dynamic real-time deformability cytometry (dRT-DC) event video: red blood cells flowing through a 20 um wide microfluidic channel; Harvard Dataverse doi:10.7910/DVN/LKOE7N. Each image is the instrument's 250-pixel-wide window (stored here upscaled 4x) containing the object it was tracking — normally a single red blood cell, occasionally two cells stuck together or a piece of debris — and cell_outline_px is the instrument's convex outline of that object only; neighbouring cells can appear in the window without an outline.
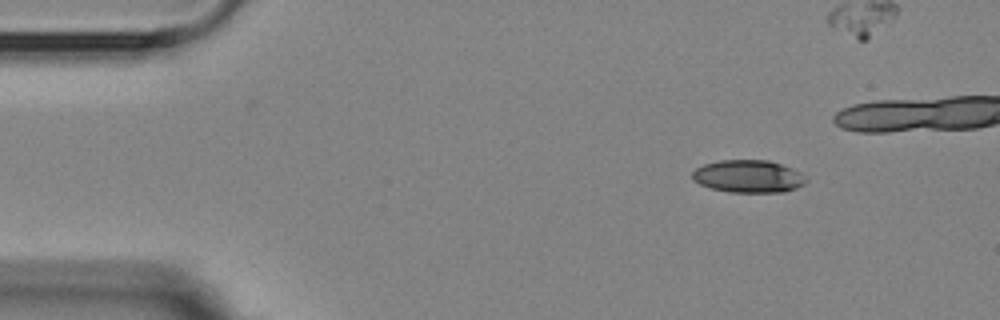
{"species": "Egyptian fruit bat (a non-hibernating species)", "species_latin": "Rousettus aegyptiacus", "temperature_condition": "room temperature", "stored_images_in_passage": 4, "camera_frame_rate_fps": 3000, "um_per_image_px": 0.085, "animal": {"sex": "female"}, "frame": {"image": 1, "passage_image": 1, "time_ms": 0.0, "image_size_px": [1000, 320], "cell_outline_px": [[808, 180], [804, 184], [796, 188], [784, 192], [728, 192], [712, 188], [700, 184], [692, 180], [692, 172], [696, 168], [704, 164], [720, 160], [768, 160], [792, 168], [800, 172]], "centroid_in_image_um": [63.61, 14.99], "position_along_channel_um": 21.4, "area_um2": 21.62}}